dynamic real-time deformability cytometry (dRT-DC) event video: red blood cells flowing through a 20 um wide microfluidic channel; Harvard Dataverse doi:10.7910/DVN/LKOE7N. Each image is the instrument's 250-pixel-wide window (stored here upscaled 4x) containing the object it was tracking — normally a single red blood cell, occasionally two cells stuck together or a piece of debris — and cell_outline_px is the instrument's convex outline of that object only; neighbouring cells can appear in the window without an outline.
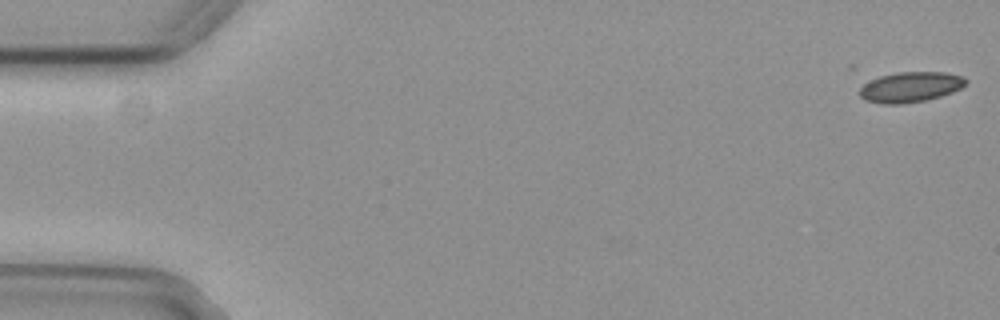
{"species": "common noctule bat (a hibernating species)", "species_latin": "Nyctalus noctula", "temperature_condition": "cold", "stored_images_in_passage": 43, "camera_frame_rate_fps": 3000, "um_per_image_px": 0.085, "animal": {"sex": "female", "body_mass_g": 29.2, "forearm_length_mm": 56.3}, "frame": {"image": 1, "passage_image": 1, "time_ms": 0.0, "image_size_px": [1000, 320], "cell_outline_px": [[968, 80], [960, 88], [952, 92], [940, 96], [924, 100], [900, 104], [884, 104], [864, 100], [860, 96], [860, 88], [864, 84], [880, 76], [896, 72], [944, 72], [964, 76]], "centroid_in_image_um": [77.39, 7.39], "position_along_channel_um": 7.6, "area_um2": 18.61}}
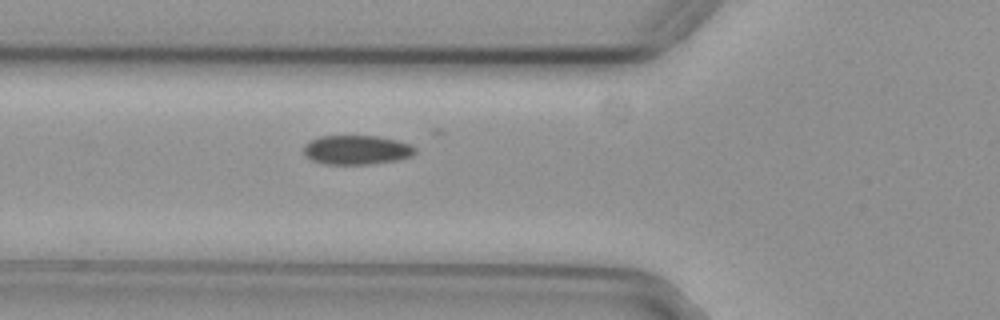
{"frame": {"image": 2, "passage_image": 20, "time_ms": 6.333, "image_size_px": [1000, 320], "cell_outline_px": [[416, 152], [412, 156], [396, 160], [368, 164], [324, 164], [312, 160], [304, 152], [304, 144], [308, 140], [320, 136], [380, 136], [396, 140], [408, 144], [416, 148]], "centroid_in_image_um": [30.3, 12.73], "position_along_channel_um": 95.5, "area_um2": 18.96}}
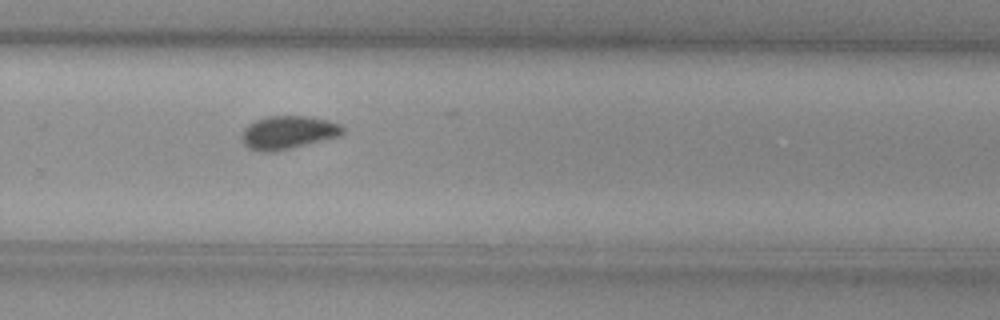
{"frame": {"image": 3, "passage_image": 37, "time_ms": 12.0, "image_size_px": [1000, 320], "cell_outline_px": [[344, 132], [340, 136], [276, 152], [260, 152], [248, 148], [244, 144], [240, 136], [244, 128], [248, 124], [256, 120], [268, 116], [308, 116], [328, 120], [340, 124], [344, 128]], "centroid_in_image_um": [24.47, 11.27], "position_along_channel_um": 305.3, "area_um2": 19.77}, "authors_computed_cell_mechanics": {"area_um2": 19.074, "velocity_mm_per_s": 3.7061, "shape_relaxation_time_tau1_ms": 9.0494, "shape_relaxation_time_tau2_ms": null, "deformation_change_tau1": 0.1282, "deformation_change_tau2": null}}